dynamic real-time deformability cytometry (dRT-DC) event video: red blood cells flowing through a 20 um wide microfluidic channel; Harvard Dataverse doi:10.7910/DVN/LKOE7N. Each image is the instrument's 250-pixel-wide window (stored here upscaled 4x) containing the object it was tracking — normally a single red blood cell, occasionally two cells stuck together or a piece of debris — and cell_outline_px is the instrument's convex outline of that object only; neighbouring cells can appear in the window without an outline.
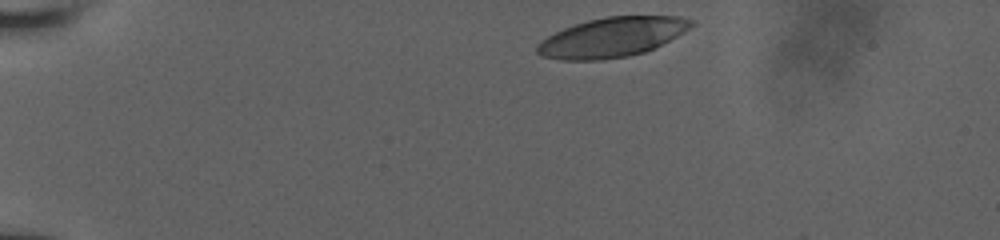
{"species": "human", "species_latin": "Homo sapiens", "temperature_condition": "room temperature", "stored_images_in_passage": 20, "camera_frame_rate_fps": 3000, "um_per_image_px": 0.085, "donor": {"sex": "male"}, "frame": {"image": 1, "passage_image": 1, "time_ms": 0.0, "image_size_px": [1000, 240], "cell_outline_px": [[696, 24], [684, 32], [644, 52], [628, 56], [600, 60], [560, 60], [540, 56], [536, 52], [536, 44], [540, 40], [564, 28], [588, 20], [608, 16], [680, 16], [696, 20]], "centroid_in_image_um": [52.01, 3.16], "position_along_channel_um": 33.0, "area_um2": 35.55}}
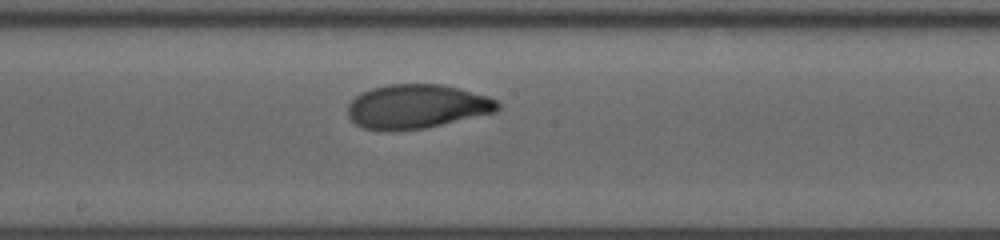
{"frame": {"image": 2, "passage_image": 12, "time_ms": 6.667, "image_size_px": [1000, 240], "cell_outline_px": [[500, 108], [496, 112], [424, 128], [380, 132], [364, 128], [356, 124], [348, 116], [348, 104], [360, 92], [372, 88], [388, 84], [440, 84], [460, 88], [488, 96], [496, 100], [500, 104]], "centroid_in_image_um": [35.41, 9.05], "position_along_channel_um": 212.8, "area_um2": 38.73}}
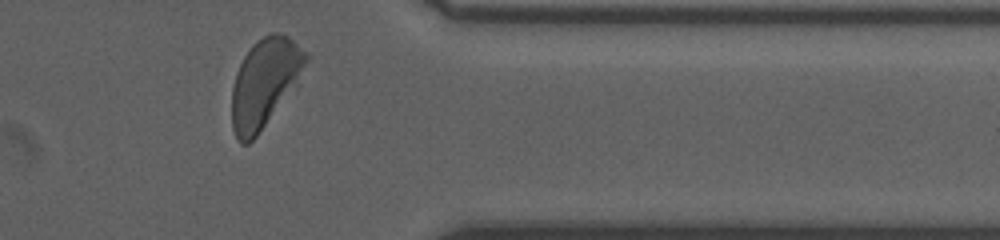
{"frame": {"image": 3, "passage_image": 20, "time_ms": 11.333, "image_size_px": [1000, 240], "cell_outline_px": [[308, 60], [296, 88], [256, 136], [248, 144], [240, 144], [236, 140], [232, 128], [232, 88], [236, 72], [244, 56], [252, 44], [264, 36], [272, 32], [280, 32], [288, 36], [308, 52]], "centroid_in_image_um": [22.52, 7.05], "position_along_channel_um": 388.9, "area_um2": 38.67}}